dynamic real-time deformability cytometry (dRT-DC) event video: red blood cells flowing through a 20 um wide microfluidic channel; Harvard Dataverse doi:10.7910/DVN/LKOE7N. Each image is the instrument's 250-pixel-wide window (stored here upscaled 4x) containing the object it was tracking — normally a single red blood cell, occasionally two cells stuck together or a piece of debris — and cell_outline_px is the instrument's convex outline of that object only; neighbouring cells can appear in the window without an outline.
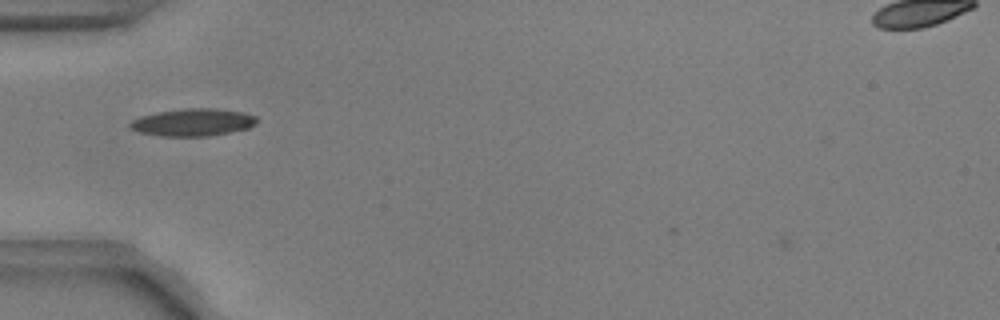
{"species": "common noctule bat (a hibernating species)", "species_latin": "Nyctalus noctula", "temperature_condition": "warm", "stored_images_in_passage": 39, "camera_frame_rate_fps": 3000, "um_per_image_px": 0.085, "animal": {"sex": "male", "body_mass_g": 17.9, "forearm_length_mm": 54.2}, "frame": {"image": 1, "passage_image": 6, "time_ms": 1.667, "image_size_px": [1000, 320], "cell_outline_px": [[256, 124], [248, 128], [212, 136], [160, 136], [140, 132], [128, 128], [128, 124], [132, 120], [140, 116], [156, 112], [184, 108], [216, 108], [244, 112], [256, 116]], "centroid_in_image_um": [16.38, 10.39], "position_along_channel_um": 68.6, "area_um2": 20.46}}
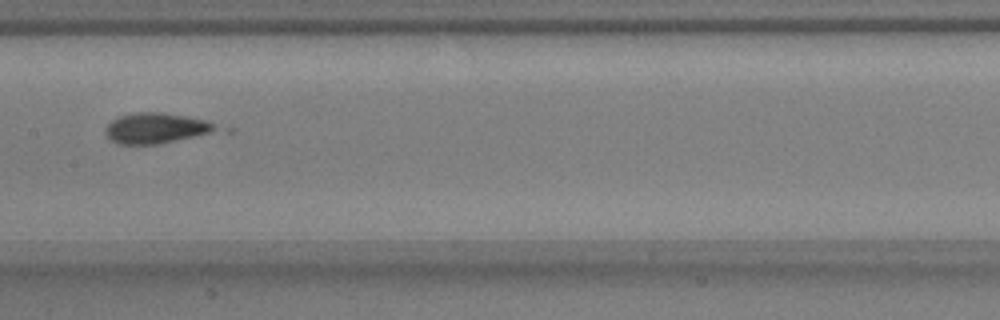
{"frame": {"image": 2, "passage_image": 16, "time_ms": 5.0, "image_size_px": [1000, 320], "cell_outline_px": [[220, 128], [208, 132], [160, 144], [120, 144], [108, 140], [104, 132], [104, 128], [112, 120], [120, 116], [136, 112], [160, 112], [184, 116], [204, 120]], "centroid_in_image_um": [13.13, 10.89], "position_along_channel_um": 194.3, "area_um2": 19.25}}
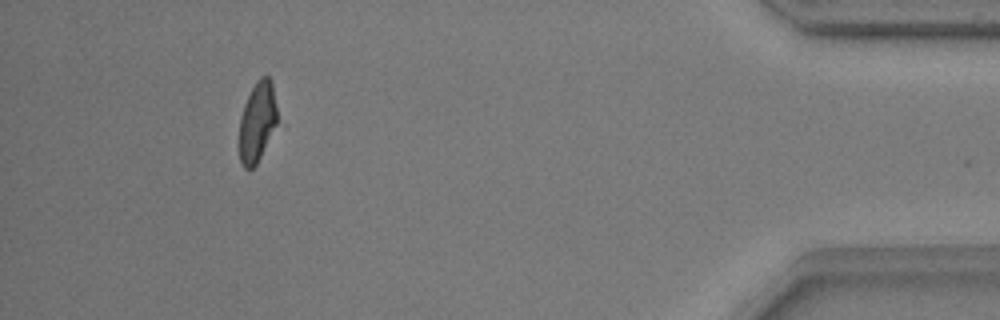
{"frame": {"image": 3, "passage_image": 38, "time_ms": 12.333, "image_size_px": [1000, 320], "cell_outline_px": [[276, 124], [256, 164], [252, 168], [244, 168], [240, 160], [240, 116], [244, 104], [256, 80], [260, 76], [268, 76], [272, 84], [276, 108]], "centroid_in_image_um": [21.85, 10.32], "position_along_channel_um": 413.4, "area_um2": 17.17}}